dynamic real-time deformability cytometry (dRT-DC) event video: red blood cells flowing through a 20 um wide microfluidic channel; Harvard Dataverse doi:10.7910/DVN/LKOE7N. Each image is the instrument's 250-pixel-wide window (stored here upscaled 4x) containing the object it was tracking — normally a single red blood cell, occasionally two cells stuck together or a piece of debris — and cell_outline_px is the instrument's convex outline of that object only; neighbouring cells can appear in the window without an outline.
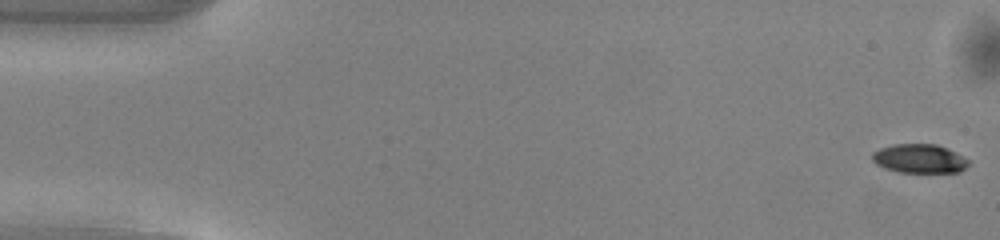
{"species": "common noctule bat (a hibernating species)", "species_latin": "Nyctalus noctula", "temperature_condition": "warm", "stored_images_in_passage": 50, "camera_frame_rate_fps": 3000, "um_per_image_px": 0.085, "animal": {"sex": "male", "body_mass_g": 13.0, "forearm_length_mm": 53.1}, "frame": {"image": 1, "passage_image": 1, "time_ms": 0.0, "image_size_px": [1000, 240], "cell_outline_px": [[968, 164], [960, 172], [900, 172], [884, 168], [876, 164], [872, 160], [872, 152], [880, 148], [892, 144], [936, 144], [956, 152], [968, 160]], "centroid_in_image_um": [78.12, 13.48], "position_along_channel_um": 6.9, "area_um2": 16.18}}
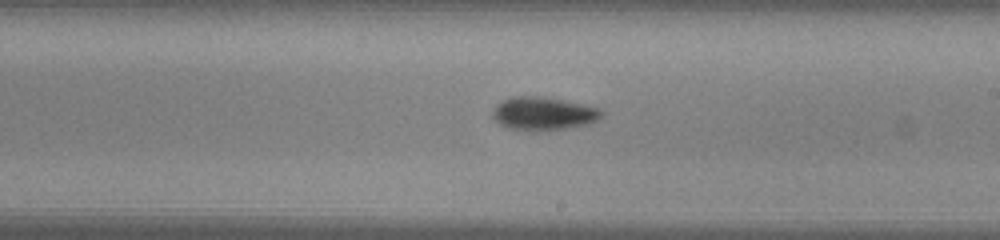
{"frame": {"image": 2, "passage_image": 29, "time_ms": 9.333, "image_size_px": [1000, 240], "cell_outline_px": [[604, 116], [592, 124], [536, 132], [528, 132], [508, 128], [500, 124], [492, 116], [492, 108], [496, 104], [512, 96], [540, 96], [600, 108], [604, 112]], "centroid_in_image_um": [46.18, 9.68], "position_along_channel_um": 242.8, "area_um2": 21.39}}
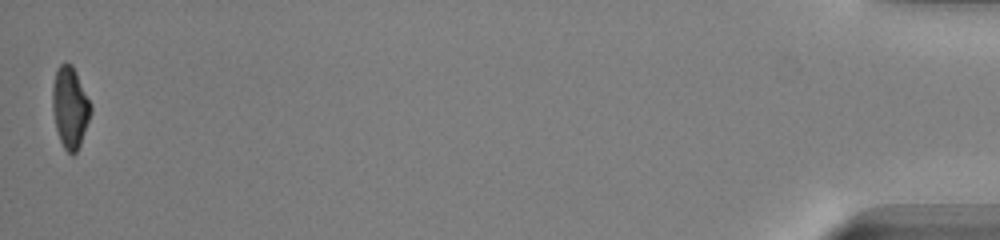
{"frame": {"image": 3, "passage_image": 50, "time_ms": 16.333, "image_size_px": [1000, 240], "cell_outline_px": [[92, 112], [80, 144], [76, 152], [72, 156], [64, 148], [60, 140], [56, 128], [52, 112], [52, 88], [56, 72], [60, 64], [64, 60], [72, 64], [92, 104]], "centroid_in_image_um": [5.96, 9.11], "position_along_channel_um": 429.2, "area_um2": 18.32}, "authors_computed_cell_mechanics": {"area_um2": 18.9295, "velocity_mm_per_s": 4.1078, "shape_relaxation_time_tau1_ms": 2.6291, "shape_relaxation_time_tau2_ms": null, "deformation_change_tau1": 0.1542, "deformation_change_tau2": null}}